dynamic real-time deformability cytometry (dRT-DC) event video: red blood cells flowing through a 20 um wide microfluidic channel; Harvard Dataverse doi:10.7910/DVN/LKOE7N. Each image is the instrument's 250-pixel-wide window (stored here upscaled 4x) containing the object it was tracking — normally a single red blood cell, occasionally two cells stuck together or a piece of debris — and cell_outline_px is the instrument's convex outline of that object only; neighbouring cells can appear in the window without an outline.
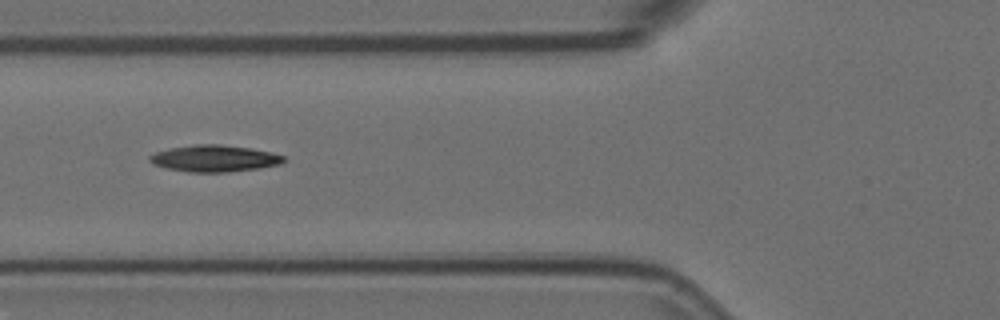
{"species": "Egyptian fruit bat (a non-hibernating species)", "species_latin": "Rousettus aegyptiacus", "temperature_condition": "room temperature", "stored_images_in_passage": 12, "camera_frame_rate_fps": 3000, "um_per_image_px": 0.085, "animal": {"sex": "female"}, "frame": {"image": 1, "passage_image": 6, "time_ms": 1.667, "image_size_px": [1000, 320], "cell_outline_px": [[288, 160], [280, 164], [260, 168], [228, 172], [188, 172], [168, 168], [156, 164], [148, 160], [148, 156], [156, 152], [168, 148], [196, 144], [220, 144], [248, 148], [268, 152], [284, 156]], "centroid_in_image_um": [18.23, 13.47], "position_along_channel_um": 107.6, "area_um2": 20.69}}
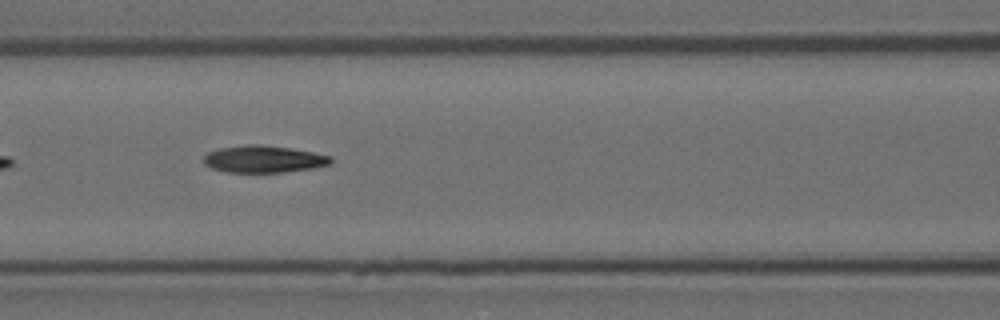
{"frame": {"image": 2, "passage_image": 9, "time_ms": 2.667, "image_size_px": [1000, 320], "cell_outline_px": [[332, 160], [328, 164], [312, 168], [284, 172], [228, 172], [212, 168], [204, 164], [204, 156], [208, 152], [220, 148], [248, 144], [256, 144], [288, 148], [312, 152], [332, 156]], "centroid_in_image_um": [22.38, 13.52], "position_along_channel_um": 144.2, "area_um2": 19.77}}